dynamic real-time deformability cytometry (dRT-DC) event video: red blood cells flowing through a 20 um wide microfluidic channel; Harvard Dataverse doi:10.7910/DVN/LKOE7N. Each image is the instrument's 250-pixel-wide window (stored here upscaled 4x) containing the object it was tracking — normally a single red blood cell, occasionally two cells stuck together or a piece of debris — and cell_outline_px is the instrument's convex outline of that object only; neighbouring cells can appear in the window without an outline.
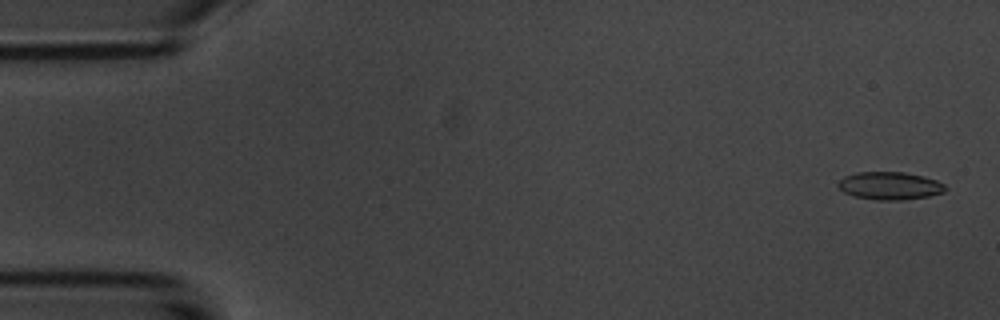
{"species": "common noctule bat (a hibernating species)", "species_latin": "Nyctalus noctula", "temperature_condition": "room temperature", "stored_images_in_passage": 6, "camera_frame_rate_fps": 3000, "um_per_image_px": 0.085, "animal": {"sex": "male", "body_mass_g": 20.1, "forearm_length_mm": 53.5}, "frame": {"image": 1, "passage_image": 1, "time_ms": 0.0, "image_size_px": [1000, 320], "cell_outline_px": [[948, 188], [944, 192], [928, 196], [900, 200], [876, 200], [852, 196], [844, 192], [836, 184], [844, 176], [856, 172], [904, 172], [924, 176], [936, 180], [944, 184]], "centroid_in_image_um": [75.63, 15.79], "position_along_channel_um": 9.4, "area_um2": 17.46}}
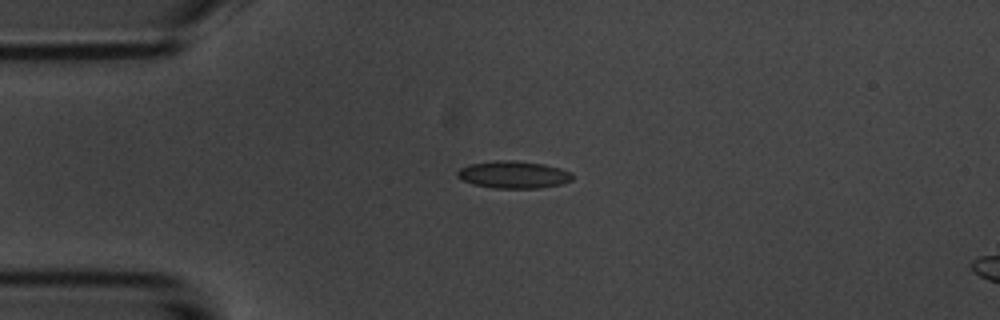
{"frame": {"image": 2, "passage_image": 4, "time_ms": 3.667, "image_size_px": [1000, 320], "cell_outline_px": [[572, 180], [560, 184], [540, 188], [492, 188], [472, 184], [456, 176], [456, 172], [460, 168], [468, 164], [496, 160], [516, 160], [544, 164], [560, 168], [572, 172]], "centroid_in_image_um": [43.63, 14.84], "position_along_channel_um": 41.4, "area_um2": 18.44}}
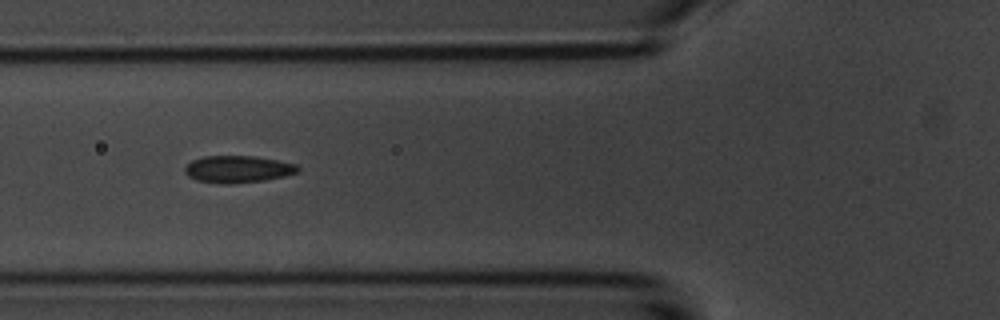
{"frame": {"image": 3, "passage_image": 6, "time_ms": 6.0, "image_size_px": [1000, 320], "cell_outline_px": [[300, 172], [284, 176], [264, 180], [228, 184], [224, 184], [196, 180], [188, 176], [184, 172], [184, 168], [192, 160], [204, 156], [256, 156], [296, 164], [300, 168]], "centroid_in_image_um": [20.22, 14.38], "position_along_channel_um": 105.6, "area_um2": 17.8}}